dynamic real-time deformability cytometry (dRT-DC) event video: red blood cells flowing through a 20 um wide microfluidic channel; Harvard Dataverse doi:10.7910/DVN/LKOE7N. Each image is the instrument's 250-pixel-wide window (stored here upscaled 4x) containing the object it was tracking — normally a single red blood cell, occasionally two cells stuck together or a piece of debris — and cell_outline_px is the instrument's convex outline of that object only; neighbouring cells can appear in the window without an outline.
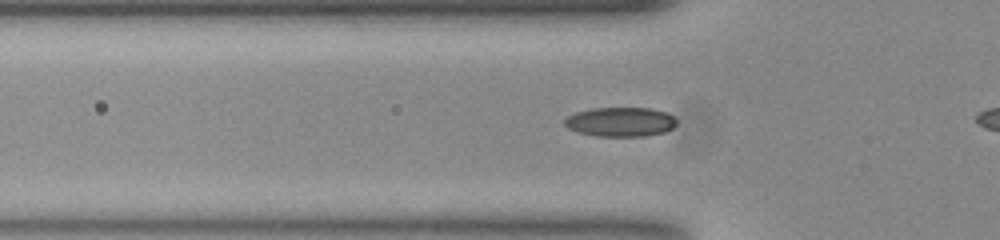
{"species": "common noctule bat (a hibernating species)", "species_latin": "Nyctalus noctula", "temperature_condition": "room temperature", "stored_images_in_passage": 40, "camera_frame_rate_fps": 3000, "um_per_image_px": 0.085, "animal": {"sex": "female", "body_mass_g": 23.0, "forearm_length_mm": 53.4}, "frame": {"image": 1, "passage_image": 14, "time_ms": 4.333, "image_size_px": [1000, 240], "cell_outline_px": [[676, 124], [672, 128], [664, 132], [644, 136], [596, 136], [580, 132], [568, 128], [564, 124], [564, 120], [568, 116], [576, 112], [592, 108], [648, 108], [668, 112], [676, 120]], "centroid_in_image_um": [52.74, 10.35], "position_along_channel_um": 73.1, "area_um2": 19.07}}
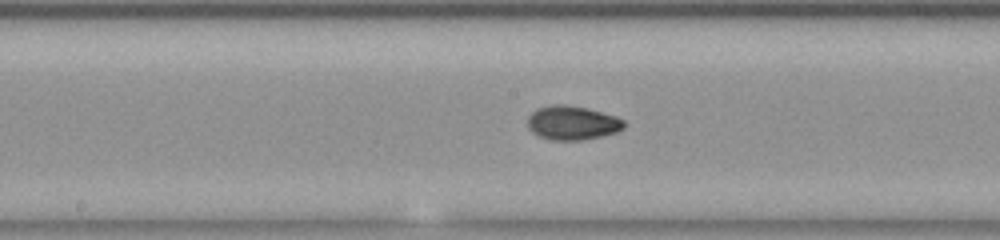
{"frame": {"image": 2, "passage_image": 24, "time_ms": 7.667, "image_size_px": [1000, 240], "cell_outline_px": [[624, 128], [616, 132], [600, 136], [580, 140], [552, 140], [540, 136], [532, 132], [528, 128], [528, 116], [536, 108], [552, 104], [564, 104], [588, 108], [616, 116], [624, 120]], "centroid_in_image_um": [48.63, 10.43], "position_along_channel_um": 199.6, "area_um2": 19.13}}
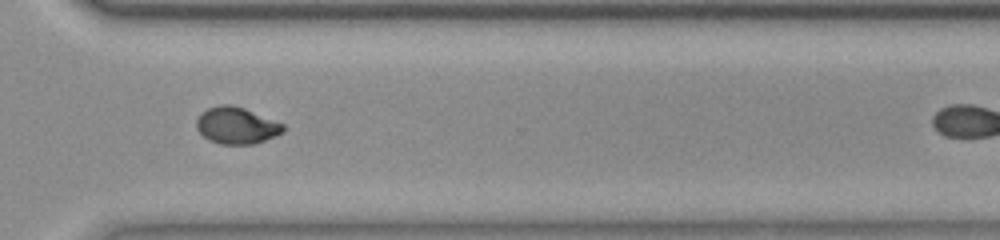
{"frame": {"image": 3, "passage_image": 36, "time_ms": 11.667, "image_size_px": [1000, 240], "cell_outline_px": [[284, 132], [276, 136], [252, 144], [220, 144], [208, 140], [196, 128], [196, 120], [200, 112], [208, 108], [220, 104], [232, 104], [244, 108], [284, 124]], "centroid_in_image_um": [20.08, 10.66], "position_along_channel_um": 350.5, "area_um2": 18.61}}